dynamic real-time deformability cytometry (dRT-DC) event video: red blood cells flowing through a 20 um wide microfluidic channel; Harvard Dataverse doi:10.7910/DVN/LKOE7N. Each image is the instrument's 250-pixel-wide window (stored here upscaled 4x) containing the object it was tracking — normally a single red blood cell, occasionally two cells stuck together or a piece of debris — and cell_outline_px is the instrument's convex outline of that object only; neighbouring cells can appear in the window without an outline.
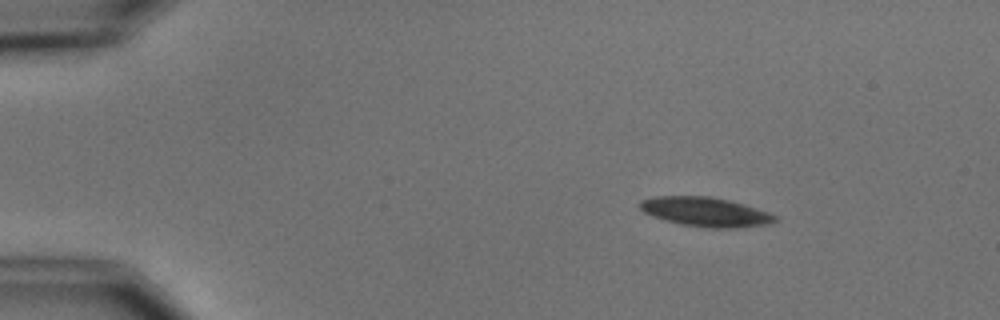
{"species": "common noctule bat (a hibernating species)", "species_latin": "Nyctalus noctula", "temperature_condition": "cold", "stored_images_in_passage": 4, "camera_frame_rate_fps": 3000, "um_per_image_px": 0.085, "animal": {"sex": "male", "body_mass_g": 15.6}, "frame": {"image": 1, "passage_image": 2, "time_ms": 1.333, "image_size_px": [1000, 320], "cell_outline_px": [[780, 220], [772, 224], [736, 228], [708, 228], [680, 224], [664, 220], [652, 216], [644, 212], [636, 204], [640, 200], [656, 196], [708, 196], [728, 200], [744, 204], [768, 212], [776, 216]], "centroid_in_image_um": [59.97, 18.02], "position_along_channel_um": 25.0, "area_um2": 23.35}}